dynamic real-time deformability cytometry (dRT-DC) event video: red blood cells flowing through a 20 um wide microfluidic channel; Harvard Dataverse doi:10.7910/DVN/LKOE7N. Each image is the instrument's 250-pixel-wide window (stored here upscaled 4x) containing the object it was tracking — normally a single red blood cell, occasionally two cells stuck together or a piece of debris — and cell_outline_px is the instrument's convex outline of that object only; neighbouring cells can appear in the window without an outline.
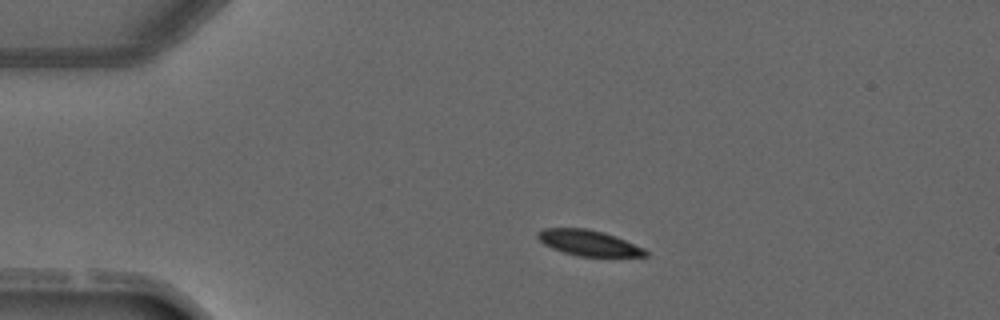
{"species": "common noctule bat (a hibernating species)", "species_latin": "Nyctalus noctula", "temperature_condition": "warm", "stored_images_in_passage": 2, "camera_frame_rate_fps": 3000, "um_per_image_px": 0.085, "animal": {"sex": "male", "forearm_length_mm": 52.5}, "frame": {"image": 1, "passage_image": 1, "time_ms": 0.0, "image_size_px": [1000, 320], "cell_outline_px": [[648, 256], [580, 256], [564, 252], [552, 248], [544, 244], [536, 236], [536, 232], [544, 228], [588, 228], [604, 232], [616, 236], [644, 248], [648, 252]], "centroid_in_image_um": [50.03, 20.63], "position_along_channel_um": 35.0, "area_um2": 16.07}}